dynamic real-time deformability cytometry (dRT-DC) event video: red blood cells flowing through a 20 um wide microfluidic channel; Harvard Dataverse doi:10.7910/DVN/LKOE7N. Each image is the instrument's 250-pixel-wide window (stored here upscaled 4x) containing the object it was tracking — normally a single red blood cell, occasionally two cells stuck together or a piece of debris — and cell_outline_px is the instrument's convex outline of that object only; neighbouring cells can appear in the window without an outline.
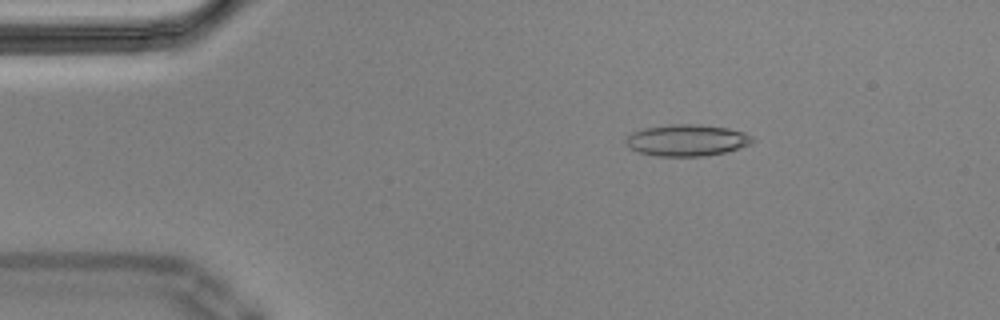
{"species": "Egyptian fruit bat (a non-hibernating species)", "species_latin": "Rousettus aegyptiacus", "temperature_condition": "cold", "stored_images_in_passage": 55, "camera_frame_rate_fps": 3000, "um_per_image_px": 0.085, "animal": {"sex": "male"}, "frame": {"image": 1, "passage_image": 9, "time_ms": 2.667, "image_size_px": [1000, 320], "cell_outline_px": [[756, 140], [752, 144], [728, 152], [704, 156], [656, 156], [636, 152], [624, 140], [632, 132], [644, 128], [668, 124], [700, 124], [728, 128], [744, 132], [752, 136]], "centroid_in_image_um": [58.43, 11.92], "position_along_channel_um": 26.6, "area_um2": 23.58}, "authors_computed_cell_mechanics": {"area_um2": 23.3512, "velocity_mm_per_s": 3.5999, "shape_relaxation_time_tau1_ms": null, "shape_relaxation_time_tau2_ms": 1.3058, "deformation_change_tau1": null, "deformation_change_tau2": 0.0732}}